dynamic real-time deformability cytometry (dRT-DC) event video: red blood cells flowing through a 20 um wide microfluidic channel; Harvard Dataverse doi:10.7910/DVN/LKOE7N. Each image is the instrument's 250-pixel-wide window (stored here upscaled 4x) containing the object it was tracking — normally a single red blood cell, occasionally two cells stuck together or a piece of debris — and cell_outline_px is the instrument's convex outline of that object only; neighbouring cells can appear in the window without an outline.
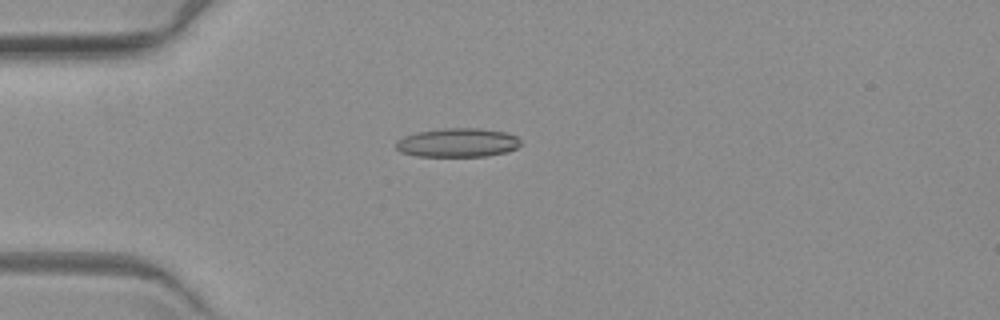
{"species": "common noctule bat (a hibernating species)", "species_latin": "Nyctalus noctula", "temperature_condition": "warm", "stored_images_in_passage": 7, "camera_frame_rate_fps": 3000, "um_per_image_px": 0.085, "animal": {"sex": "female", "body_mass_g": 19.3, "forearm_length_mm": 54.1}, "frame": {"image": 1, "passage_image": 4, "time_ms": 4.667, "image_size_px": [1000, 320], "cell_outline_px": [[520, 144], [516, 148], [508, 152], [484, 156], [416, 156], [400, 152], [396, 148], [396, 140], [404, 136], [416, 132], [440, 128], [480, 128], [508, 132], [516, 136], [520, 140]], "centroid_in_image_um": [38.89, 12.11], "position_along_channel_um": 46.1, "area_um2": 21.21}}
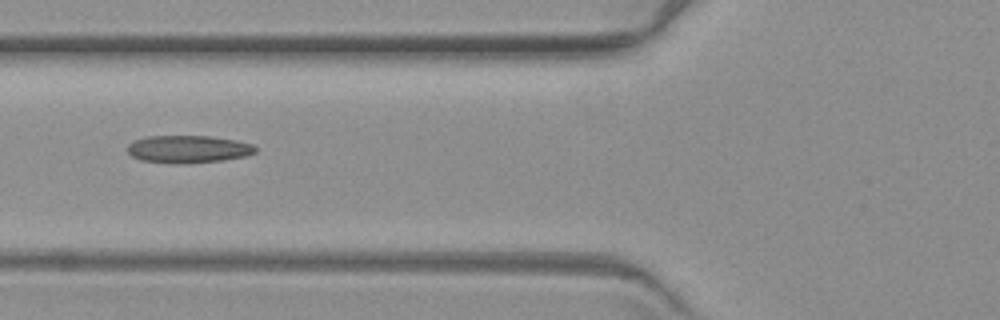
{"frame": {"image": 2, "passage_image": 6, "time_ms": 7.0, "image_size_px": [1000, 320], "cell_outline_px": [[256, 152], [248, 156], [224, 160], [180, 164], [172, 164], [140, 160], [132, 156], [128, 152], [128, 144], [136, 140], [148, 136], [212, 136], [236, 140], [252, 144], [256, 148]], "centroid_in_image_um": [16.02, 12.68], "position_along_channel_um": 109.8, "area_um2": 20.69}}
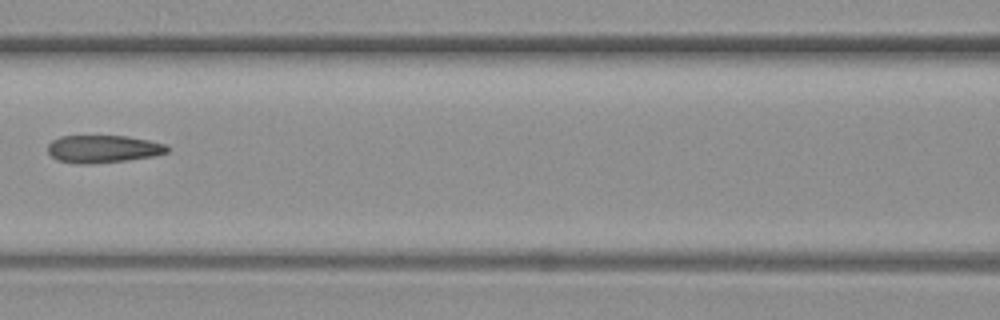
{"frame": {"image": 3, "passage_image": 7, "time_ms": 8.333, "image_size_px": [1000, 320], "cell_outline_px": [[168, 152], [152, 156], [124, 160], [88, 164], [80, 164], [56, 160], [48, 152], [48, 144], [52, 140], [60, 136], [128, 136], [148, 140], [164, 144], [168, 148]], "centroid_in_image_um": [8.72, 12.65], "position_along_channel_um": 157.9, "area_um2": 19.02}}